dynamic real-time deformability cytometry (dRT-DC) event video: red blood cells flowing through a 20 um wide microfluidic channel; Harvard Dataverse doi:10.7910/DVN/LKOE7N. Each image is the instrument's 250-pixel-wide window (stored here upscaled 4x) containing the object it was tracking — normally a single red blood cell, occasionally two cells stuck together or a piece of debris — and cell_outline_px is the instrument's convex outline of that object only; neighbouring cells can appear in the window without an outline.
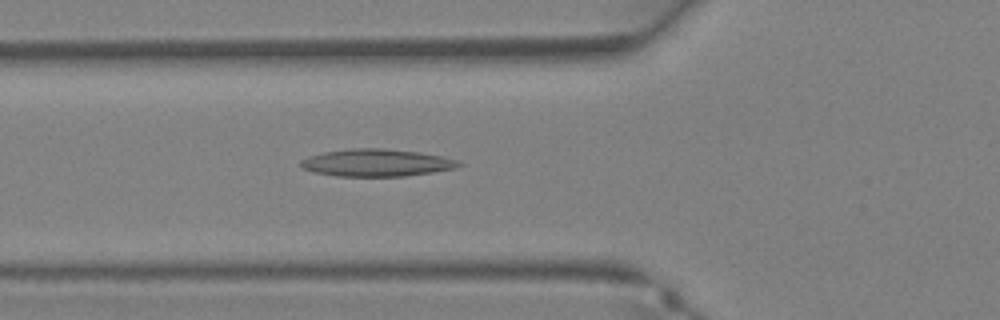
{"species": "Egyptian fruit bat (a non-hibernating species)", "species_latin": "Rousettus aegyptiacus", "temperature_condition": "warm", "stored_images_in_passage": 34, "camera_frame_rate_fps": 3000, "um_per_image_px": 0.085, "animal": {"sex": "female"}, "frame": {"image": 1, "passage_image": 13, "time_ms": 4.0, "image_size_px": [1000, 320], "cell_outline_px": [[464, 164], [452, 168], [432, 172], [404, 176], [336, 176], [312, 172], [304, 168], [300, 164], [300, 160], [308, 156], [324, 152], [352, 148], [384, 148], [416, 152], [440, 156], [456, 160]], "centroid_in_image_um": [31.94, 13.83], "position_along_channel_um": 93.9, "area_um2": 24.91}}
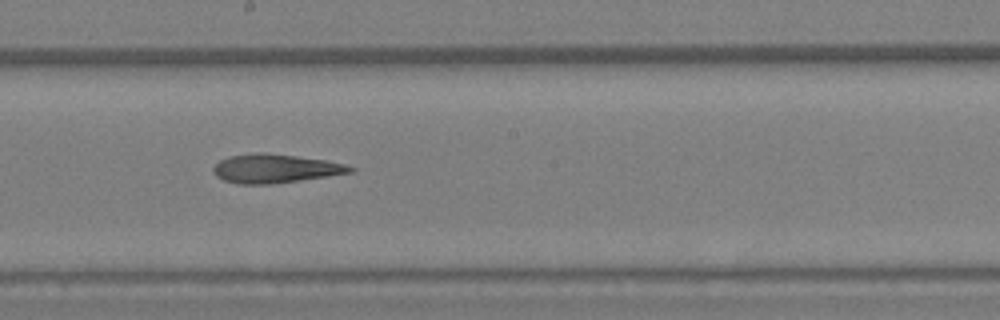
{"frame": {"image": 2, "passage_image": 20, "time_ms": 6.333, "image_size_px": [1000, 320], "cell_outline_px": [[356, 168], [352, 172], [328, 176], [272, 184], [240, 184], [224, 180], [216, 176], [212, 172], [212, 168], [220, 160], [232, 156], [260, 152], [264, 152], [296, 156], [324, 160], [344, 164]], "centroid_in_image_um": [23.37, 14.33], "position_along_channel_um": 224.8, "area_um2": 22.72}}
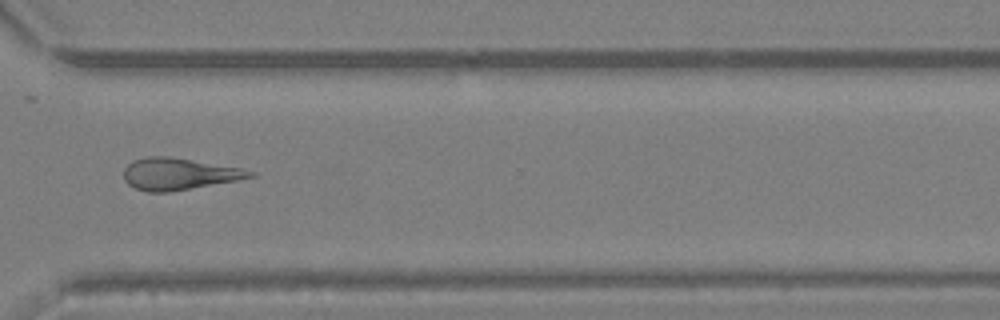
{"frame": {"image": 3, "passage_image": 27, "time_ms": 8.667, "image_size_px": [1000, 320], "cell_outline_px": [[256, 176], [236, 180], [168, 192], [148, 192], [136, 188], [128, 184], [124, 180], [124, 168], [132, 160], [144, 156], [168, 156], [240, 168], [256, 172]], "centroid_in_image_um": [15.15, 14.77], "position_along_channel_um": 355.5, "area_um2": 23.18}}